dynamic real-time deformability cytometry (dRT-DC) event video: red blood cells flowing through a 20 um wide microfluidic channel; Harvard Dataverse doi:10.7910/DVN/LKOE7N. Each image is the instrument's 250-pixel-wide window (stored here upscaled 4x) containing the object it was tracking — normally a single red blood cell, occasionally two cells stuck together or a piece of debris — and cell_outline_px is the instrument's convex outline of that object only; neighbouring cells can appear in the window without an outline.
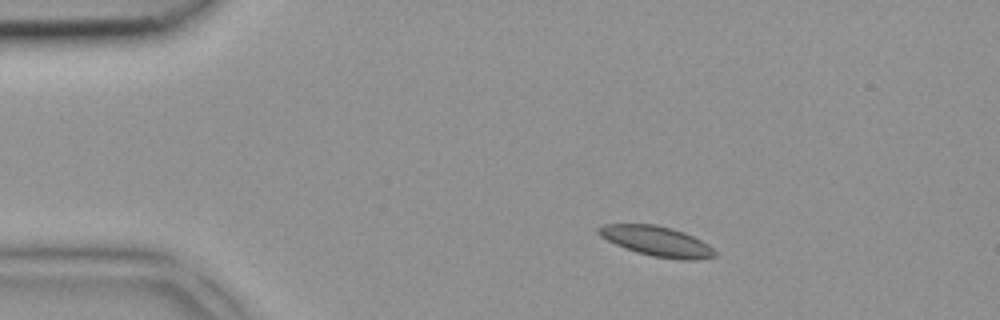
{"species": "common noctule bat (a hibernating species)", "species_latin": "Nyctalus noctula", "temperature_condition": "room temperature", "stored_images_in_passage": 4, "camera_frame_rate_fps": 3000, "um_per_image_px": 0.085, "animal": {"sex": "female", "body_mass_g": 18.4}, "frame": {"image": 1, "passage_image": 2, "time_ms": 0.333, "image_size_px": [1000, 320], "cell_outline_px": [[716, 256], [696, 260], [680, 260], [652, 256], [636, 252], [624, 248], [600, 236], [596, 232], [596, 228], [604, 224], [656, 224], [672, 228], [684, 232], [708, 244], [716, 252]], "centroid_in_image_um": [55.81, 20.5], "position_along_channel_um": 29.2, "area_um2": 20.4}}
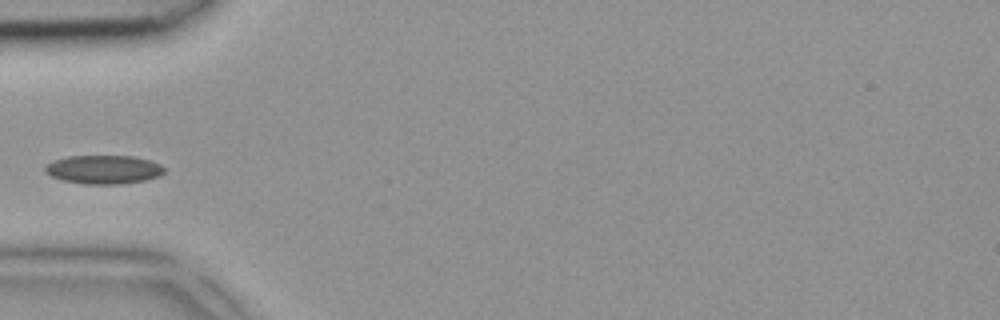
{"frame": {"image": 2, "passage_image": 4, "time_ms": 1.0, "image_size_px": [1000, 320], "cell_outline_px": [[164, 172], [160, 176], [144, 180], [120, 184], [84, 184], [64, 180], [52, 176], [44, 172], [44, 168], [52, 160], [68, 156], [132, 156], [148, 160], [160, 164], [164, 168]], "centroid_in_image_um": [8.8, 14.41], "position_along_channel_um": 76.2, "area_um2": 19.83}}